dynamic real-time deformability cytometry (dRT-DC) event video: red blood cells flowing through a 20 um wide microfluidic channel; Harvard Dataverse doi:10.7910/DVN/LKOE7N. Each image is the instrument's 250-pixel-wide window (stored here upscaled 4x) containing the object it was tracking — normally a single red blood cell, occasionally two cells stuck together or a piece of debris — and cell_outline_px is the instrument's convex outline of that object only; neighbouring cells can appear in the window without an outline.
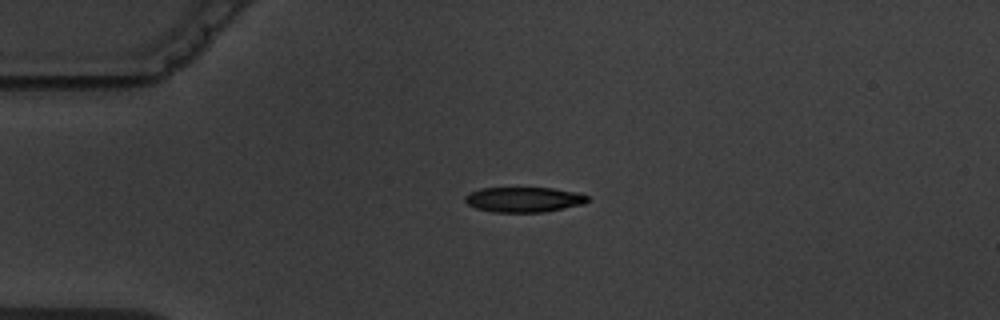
{"species": "common noctule bat (a hibernating species)", "species_latin": "Nyctalus noctula", "temperature_condition": "warm", "stored_images_in_passage": 2, "camera_frame_rate_fps": 3000, "um_per_image_px": 0.085, "animal": {"sex": "male", "body_mass_g": 19.5, "forearm_length_mm": 54.6}, "frame": {"image": 1, "passage_image": 1, "time_ms": 0.0, "image_size_px": [1000, 320], "cell_outline_px": [[588, 200], [584, 204], [544, 212], [492, 212], [476, 208], [468, 204], [464, 200], [464, 196], [480, 188], [552, 188], [580, 192], [588, 196]], "centroid_in_image_um": [44.55, 16.96], "position_along_channel_um": 40.5, "area_um2": 17.98}}